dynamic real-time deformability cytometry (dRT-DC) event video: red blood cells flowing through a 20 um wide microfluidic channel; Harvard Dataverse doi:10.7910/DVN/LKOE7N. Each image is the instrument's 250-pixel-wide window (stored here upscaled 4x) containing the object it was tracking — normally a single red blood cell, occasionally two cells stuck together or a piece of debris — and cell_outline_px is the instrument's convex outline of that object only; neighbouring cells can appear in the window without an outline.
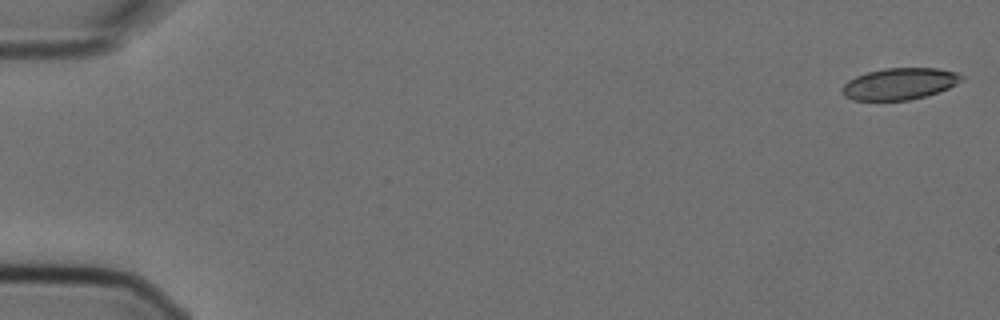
{"species": "Egyptian fruit bat (a non-hibernating species)", "species_latin": "Rousettus aegyptiacus", "temperature_condition": "cold", "stored_images_in_passage": 5, "camera_frame_rate_fps": 3000, "um_per_image_px": 0.085, "animal": {"sex": "female"}, "frame": {"image": 1, "passage_image": 1, "time_ms": 0.0, "image_size_px": [1000, 320], "cell_outline_px": [[964, 80], [948, 88], [924, 96], [908, 100], [852, 100], [844, 96], [840, 92], [840, 88], [848, 80], [856, 76], [868, 72], [884, 68], [936, 68], [956, 72], [964, 76]], "centroid_in_image_um": [76.43, 7.12], "position_along_channel_um": 8.6, "area_um2": 22.02}}
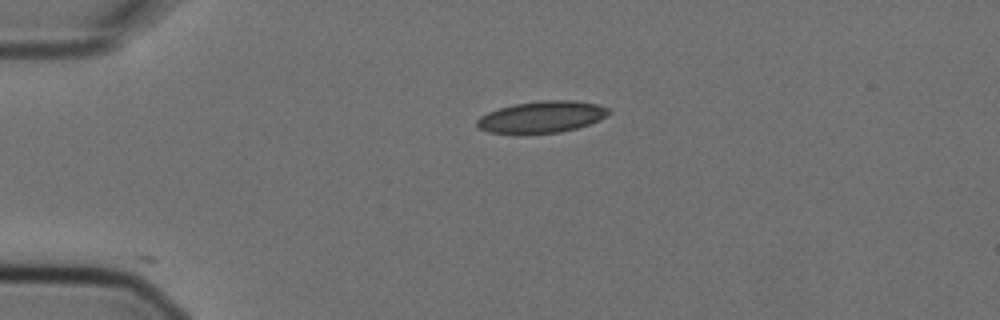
{"frame": {"image": 2, "passage_image": 4, "time_ms": 1.0, "image_size_px": [1000, 320], "cell_outline_px": [[612, 112], [608, 116], [600, 120], [576, 128], [560, 132], [516, 136], [488, 132], [480, 128], [476, 124], [476, 120], [480, 116], [488, 112], [512, 104], [540, 100], [576, 100], [596, 104], [608, 108]], "centroid_in_image_um": [46.02, 9.96], "position_along_channel_um": 39.0, "area_um2": 25.03}}
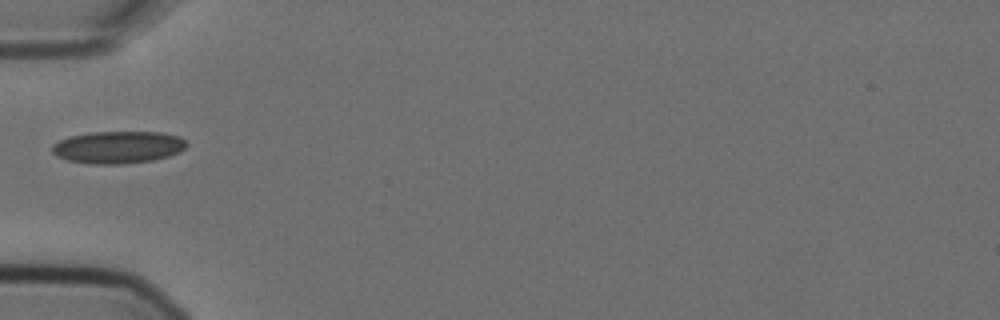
{"frame": {"image": 3, "passage_image": 5, "time_ms": 1.333, "image_size_px": [1000, 320], "cell_outline_px": [[188, 144], [180, 152], [168, 156], [152, 160], [124, 164], [88, 164], [68, 160], [56, 156], [52, 152], [52, 144], [68, 136], [92, 132], [160, 132], [180, 136]], "centroid_in_image_um": [10.02, 12.51], "position_along_channel_um": 75.0, "area_um2": 25.43}}